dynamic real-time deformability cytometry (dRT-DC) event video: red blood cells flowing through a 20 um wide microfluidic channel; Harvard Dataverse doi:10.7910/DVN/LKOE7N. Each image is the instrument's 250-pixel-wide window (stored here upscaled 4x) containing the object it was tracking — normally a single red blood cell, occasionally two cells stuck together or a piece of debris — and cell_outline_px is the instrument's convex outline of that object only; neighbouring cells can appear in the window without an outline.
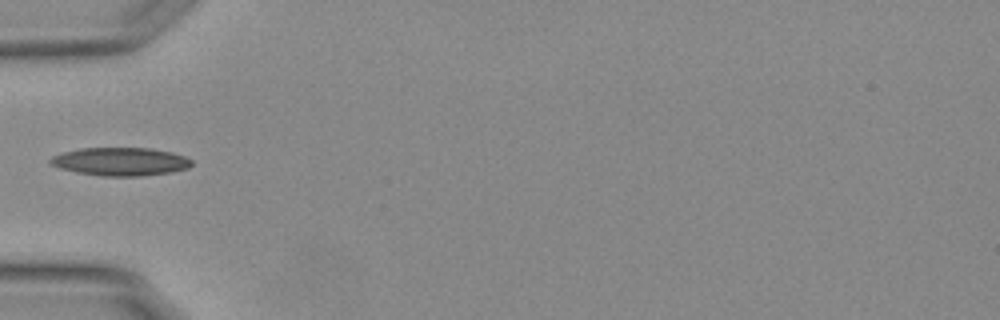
{"species": "Egyptian fruit bat (a non-hibernating species)", "species_latin": "Rousettus aegyptiacus", "temperature_condition": "warm", "stored_images_in_passage": 36, "camera_frame_rate_fps": 3000, "um_per_image_px": 0.085, "animal": {"sex": "female"}, "frame": {"image": 1, "passage_image": 1, "time_ms": 0.0, "image_size_px": [1000, 320], "cell_outline_px": [[192, 164], [188, 168], [168, 172], [136, 176], [104, 176], [76, 172], [60, 168], [48, 164], [48, 160], [52, 156], [64, 152], [80, 148], [152, 148], [172, 152], [184, 156], [192, 160]], "centroid_in_image_um": [10.2, 13.72], "position_along_channel_um": 74.8, "area_um2": 23.12}}
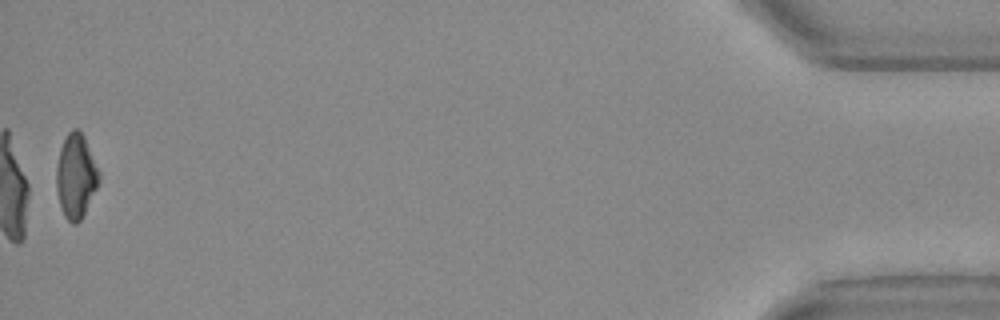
{"frame": {"image": 2, "passage_image": 36, "time_ms": 11.667, "image_size_px": [1000, 320], "cell_outline_px": [[100, 180], [80, 220], [76, 224], [72, 224], [64, 216], [60, 208], [56, 188], [56, 168], [60, 148], [68, 132], [72, 128], [76, 128], [84, 136], [100, 172]], "centroid_in_image_um": [6.43, 14.96], "position_along_channel_um": 428.8, "area_um2": 20.81}, "authors_computed_cell_mechanics": {"area_um2": 20.9525, "velocity_mm_per_s": 3.7995, "shape_relaxation_time_tau1_ms": 6.4917, "shape_relaxation_time_tau2_ms": 2.4668, "deformation_change_tau1": 0.1917, "deformation_change_tau2": 0.0892}}